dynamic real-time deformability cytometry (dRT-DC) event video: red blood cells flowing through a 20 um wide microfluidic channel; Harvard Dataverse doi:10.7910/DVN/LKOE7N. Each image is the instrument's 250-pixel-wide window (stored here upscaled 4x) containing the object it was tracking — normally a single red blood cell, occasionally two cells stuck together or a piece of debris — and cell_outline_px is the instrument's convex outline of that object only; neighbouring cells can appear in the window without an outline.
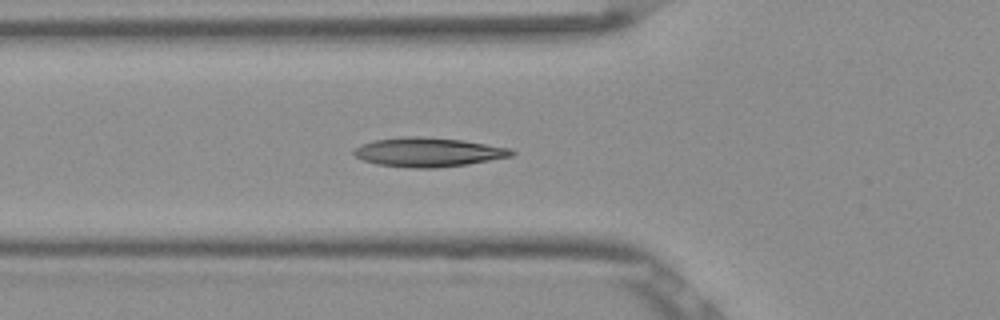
{"species": "Egyptian fruit bat (a non-hibernating species)", "species_latin": "Rousettus aegyptiacus", "temperature_condition": "room temperature", "stored_images_in_passage": 37, "segment_of_instrument_passage": [1, 2], "camera_frame_rate_fps": 3000, "um_per_image_px": 0.085, "frame": {"image": 1, "passage_image": 2, "time_ms": 0.333, "image_size_px": [1000, 320], "cell_outline_px": [[516, 152], [512, 156], [464, 164], [432, 168], [416, 168], [376, 164], [364, 160], [356, 156], [352, 152], [360, 144], [372, 140], [404, 136], [424, 136], [464, 140], [508, 148]], "centroid_in_image_um": [36.35, 12.91], "position_along_channel_um": 89.4, "area_um2": 26.59}}
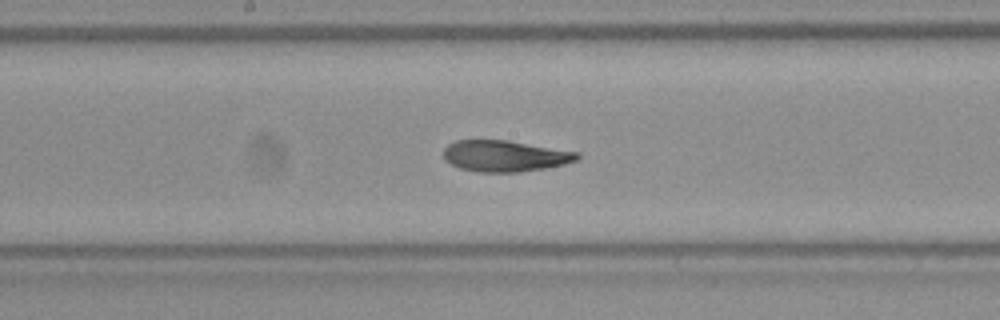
{"frame": {"image": 2, "passage_image": 11, "time_ms": 3.333, "image_size_px": [1000, 320], "cell_outline_px": [[580, 156], [576, 160], [564, 164], [544, 168], [520, 172], [476, 172], [460, 168], [444, 160], [444, 148], [448, 144], [456, 140], [508, 140], [580, 152]], "centroid_in_image_um": [42.91, 13.25], "position_along_channel_um": 205.3, "area_um2": 24.39}}
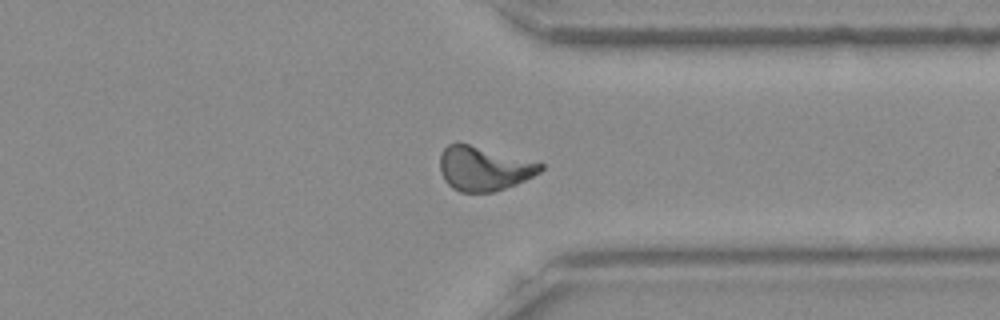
{"frame": {"image": 3, "passage_image": 24, "time_ms": 7.667, "image_size_px": [1000, 320], "cell_outline_px": [[544, 168], [540, 172], [516, 184], [496, 192], [460, 192], [452, 188], [444, 180], [440, 172], [440, 156], [444, 148], [448, 144], [456, 140], [544, 164]], "centroid_in_image_um": [41.08, 14.31], "position_along_channel_um": 370.3, "area_um2": 26.13}}